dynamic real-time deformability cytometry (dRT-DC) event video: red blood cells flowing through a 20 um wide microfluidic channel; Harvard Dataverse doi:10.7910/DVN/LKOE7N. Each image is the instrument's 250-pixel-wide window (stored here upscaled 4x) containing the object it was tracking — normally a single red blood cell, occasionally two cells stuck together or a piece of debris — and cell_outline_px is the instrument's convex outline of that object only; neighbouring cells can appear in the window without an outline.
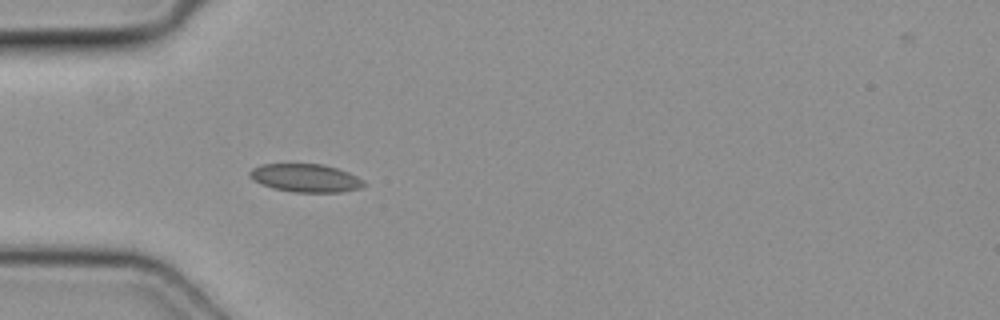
{"species": "common noctule bat (a hibernating species)", "species_latin": "Nyctalus noctula", "temperature_condition": "cold", "stored_images_in_passage": 6, "camera_frame_rate_fps": 3000, "um_per_image_px": 0.085, "animal": {"sex": "female", "body_mass_g": 19.3, "forearm_length_mm": 54.1}, "frame": {"image": 1, "passage_image": 6, "time_ms": 1.667, "image_size_px": [1000, 320], "cell_outline_px": [[368, 184], [360, 188], [340, 192], [292, 192], [272, 188], [260, 184], [252, 180], [248, 176], [248, 172], [252, 168], [260, 164], [320, 164], [336, 168], [348, 172], [364, 180]], "centroid_in_image_um": [25.94, 15.13], "position_along_channel_um": 59.1, "area_um2": 18.9}}